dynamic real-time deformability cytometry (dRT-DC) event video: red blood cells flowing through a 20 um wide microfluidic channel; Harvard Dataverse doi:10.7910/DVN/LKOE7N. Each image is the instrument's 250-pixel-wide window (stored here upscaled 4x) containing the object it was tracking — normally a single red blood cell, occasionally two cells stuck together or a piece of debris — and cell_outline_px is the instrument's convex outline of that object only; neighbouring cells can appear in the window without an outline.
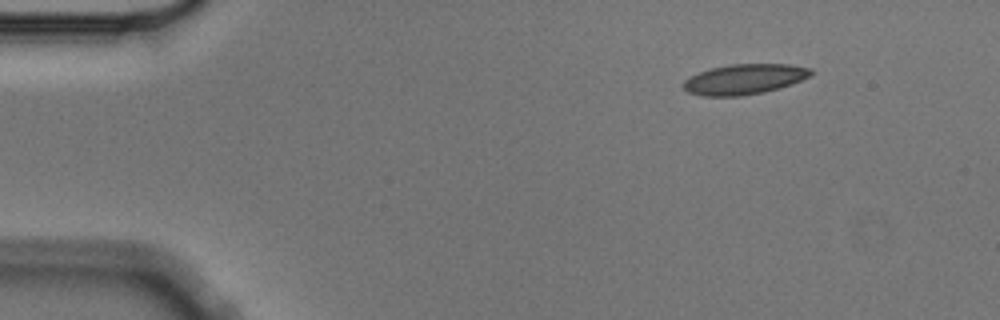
{"species": "Egyptian fruit bat (a non-hibernating species)", "species_latin": "Rousettus aegyptiacus", "temperature_condition": "cold", "stored_images_in_passage": 4, "segment_of_instrument_passage": [1, 2], "camera_frame_rate_fps": 3000, "um_per_image_px": 0.085, "animal": {"sex": "male"}, "frame": {"image": 1, "passage_image": 1, "time_ms": 0.0, "image_size_px": [1000, 320], "cell_outline_px": [[812, 72], [808, 76], [792, 84], [764, 92], [740, 96], [704, 96], [688, 92], [684, 88], [684, 80], [700, 72], [712, 68], [732, 64], [788, 64], [812, 68]], "centroid_in_image_um": [63.28, 6.73], "position_along_channel_um": 21.7, "area_um2": 22.2}}